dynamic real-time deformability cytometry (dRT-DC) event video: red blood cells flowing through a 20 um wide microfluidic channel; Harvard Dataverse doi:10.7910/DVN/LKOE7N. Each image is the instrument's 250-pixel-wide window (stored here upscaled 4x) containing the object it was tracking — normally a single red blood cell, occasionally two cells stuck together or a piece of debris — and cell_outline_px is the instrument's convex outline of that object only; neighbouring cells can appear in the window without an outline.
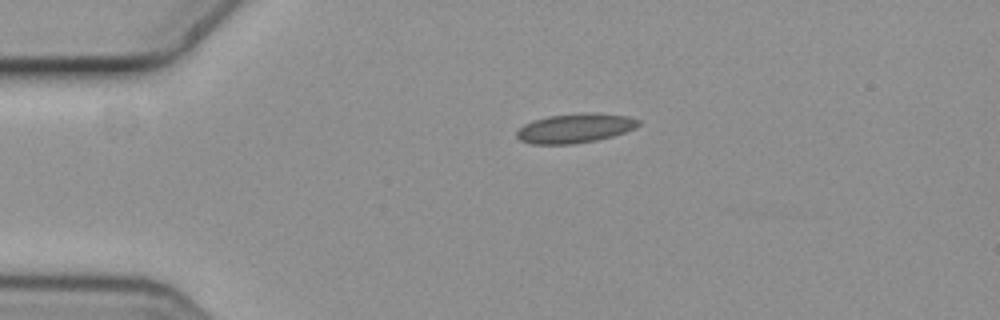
{"species": "common noctule bat (a hibernating species)", "species_latin": "Nyctalus noctula", "temperature_condition": "cold", "stored_images_in_passage": 4, "camera_frame_rate_fps": 3000, "um_per_image_px": 0.085, "animal": {"sex": "female", "body_mass_g": 19.3, "forearm_length_mm": 54.1}, "frame": {"image": 1, "passage_image": 1, "time_ms": 0.0, "image_size_px": [1000, 320], "cell_outline_px": [[640, 124], [636, 128], [612, 136], [596, 140], [572, 144], [532, 144], [520, 140], [516, 136], [516, 132], [524, 124], [532, 120], [548, 116], [584, 112], [628, 116], [640, 120]], "centroid_in_image_um": [48.87, 10.89], "position_along_channel_um": 36.1, "area_um2": 20.81}}
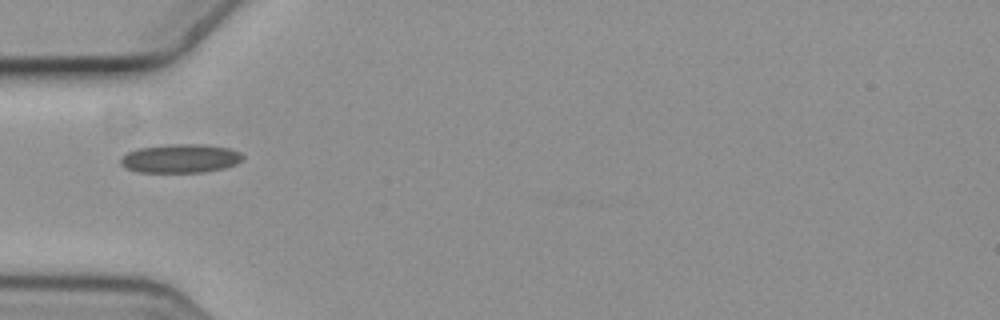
{"frame": {"image": 2, "passage_image": 3, "time_ms": 0.667, "image_size_px": [1000, 320], "cell_outline_px": [[244, 160], [236, 164], [224, 168], [200, 172], [140, 172], [124, 168], [120, 164], [120, 156], [136, 148], [168, 144], [204, 144], [228, 148], [240, 152], [244, 156]], "centroid_in_image_um": [15.31, 13.46], "position_along_channel_um": 69.7, "area_um2": 20.69}}
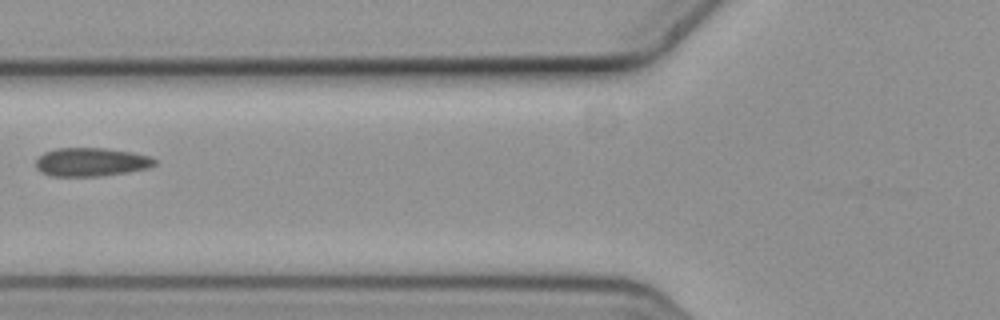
{"frame": {"image": 3, "passage_image": 4, "time_ms": 1.0, "image_size_px": [1000, 320], "cell_outline_px": [[156, 164], [148, 168], [128, 172], [100, 176], [52, 176], [40, 172], [36, 168], [36, 160], [44, 152], [56, 148], [108, 148], [132, 152], [152, 156], [156, 160]], "centroid_in_image_um": [7.76, 13.77], "position_along_channel_um": 118.0, "area_um2": 19.94}}